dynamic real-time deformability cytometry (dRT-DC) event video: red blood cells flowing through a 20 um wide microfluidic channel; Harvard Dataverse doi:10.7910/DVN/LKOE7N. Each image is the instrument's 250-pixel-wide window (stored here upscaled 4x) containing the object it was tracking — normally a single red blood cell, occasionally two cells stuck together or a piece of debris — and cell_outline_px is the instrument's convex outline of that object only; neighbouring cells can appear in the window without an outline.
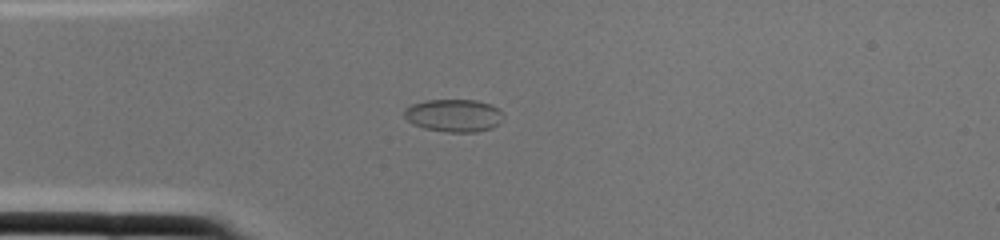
{"species": "common noctule bat (a hibernating species)", "species_latin": "Nyctalus noctula", "temperature_condition": "cold", "stored_images_in_passage": 1, "camera_frame_rate_fps": 3000, "um_per_image_px": 0.085, "animal": {"sex": "female", "body_mass_g": 22.0, "forearm_length_mm": 56.7}, "frame": {"image": 1, "passage_image": 1, "time_ms": 0.0, "image_size_px": [1000, 240], "cell_outline_px": [[500, 124], [492, 128], [476, 132], [448, 132], [424, 128], [412, 124], [404, 116], [404, 108], [412, 104], [428, 100], [476, 100], [488, 104], [496, 108], [500, 112]], "centroid_in_image_um": [38.52, 9.82], "position_along_channel_um": 46.5, "area_um2": 18.67}}